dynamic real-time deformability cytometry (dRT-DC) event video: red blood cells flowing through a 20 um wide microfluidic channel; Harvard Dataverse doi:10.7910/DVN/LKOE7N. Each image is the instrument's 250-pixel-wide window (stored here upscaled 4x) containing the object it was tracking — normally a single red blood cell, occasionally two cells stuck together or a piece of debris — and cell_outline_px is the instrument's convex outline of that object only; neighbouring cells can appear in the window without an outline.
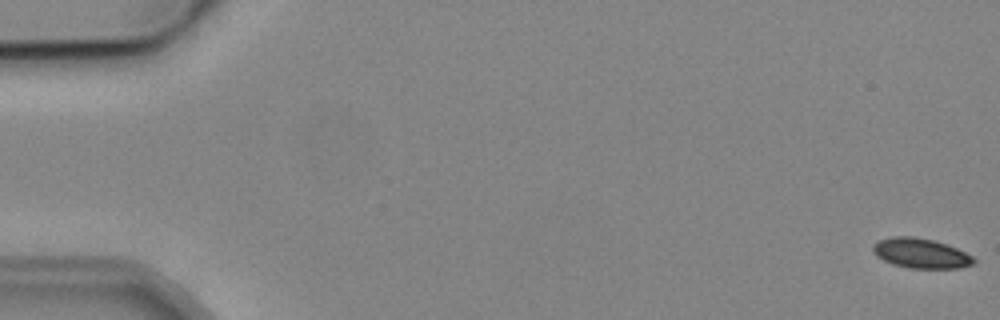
{"species": "common noctule bat (a hibernating species)", "species_latin": "Nyctalus noctula", "temperature_condition": "cold", "stored_images_in_passage": 8, "camera_frame_rate_fps": 3000, "um_per_image_px": 0.085, "animal": {"sex": "male", "body_mass_g": 19.2, "forearm_length_mm": 51.8}, "frame": {"image": 1, "passage_image": 1, "time_ms": 0.0, "image_size_px": [1000, 320], "cell_outline_px": [[976, 260], [972, 264], [960, 268], [908, 268], [892, 264], [876, 256], [872, 248], [872, 244], [880, 240], [892, 236], [912, 236], [932, 240], [948, 244], [972, 256]], "centroid_in_image_um": [78.25, 21.52], "position_along_channel_um": 6.8, "area_um2": 17.51}}